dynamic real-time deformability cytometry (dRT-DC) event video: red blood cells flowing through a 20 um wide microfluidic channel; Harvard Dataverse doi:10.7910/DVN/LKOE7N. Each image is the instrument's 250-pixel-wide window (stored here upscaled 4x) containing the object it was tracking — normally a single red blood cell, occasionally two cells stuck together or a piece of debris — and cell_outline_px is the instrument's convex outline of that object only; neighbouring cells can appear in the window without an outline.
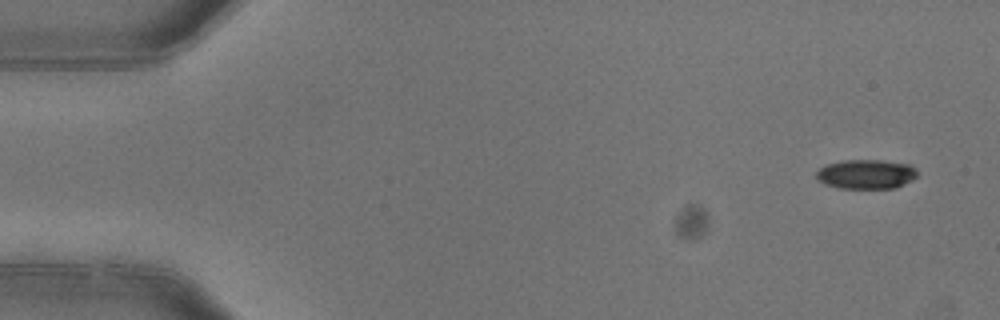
{"species": "common noctule bat (a hibernating species)", "species_latin": "Nyctalus noctula", "temperature_condition": "warm", "stored_images_in_passage": 3, "camera_frame_rate_fps": 3000, "um_per_image_px": 0.085, "animal": {"sex": "female"}, "frame": {"image": 1, "passage_image": 1, "time_ms": 0.0, "image_size_px": [1000, 320], "cell_outline_px": [[916, 176], [912, 180], [896, 188], [840, 188], [824, 184], [816, 176], [816, 172], [824, 164], [844, 160], [880, 160], [908, 164], [916, 168]], "centroid_in_image_um": [73.61, 14.8], "position_along_channel_um": 11.4, "area_um2": 17.28}}